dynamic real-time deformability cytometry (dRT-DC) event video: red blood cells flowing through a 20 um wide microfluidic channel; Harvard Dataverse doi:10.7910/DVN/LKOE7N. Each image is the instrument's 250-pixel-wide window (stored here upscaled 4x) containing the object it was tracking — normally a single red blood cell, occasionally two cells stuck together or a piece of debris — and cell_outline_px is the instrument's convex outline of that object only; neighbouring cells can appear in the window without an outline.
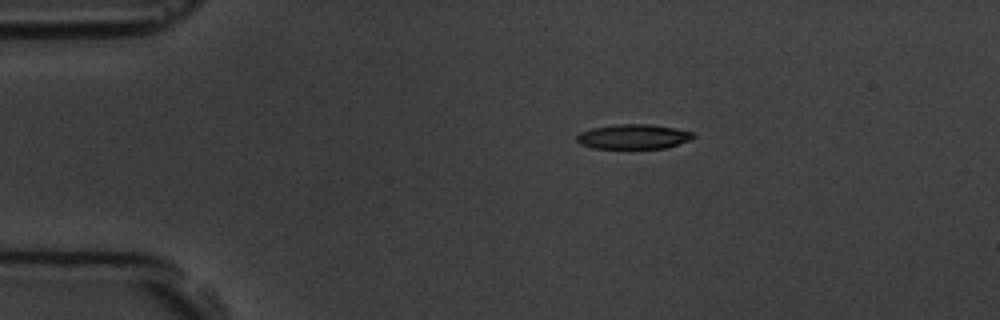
{"species": "common noctule bat (a hibernating species)", "species_latin": "Nyctalus noctula", "temperature_condition": "room temperature", "stored_images_in_passage": 2, "camera_frame_rate_fps": 3000, "um_per_image_px": 0.085, "animal": {"sex": "male", "body_mass_g": 19.5, "forearm_length_mm": 54.6}, "frame": {"image": 1, "passage_image": 1, "time_ms": 0.0, "image_size_px": [1000, 320], "cell_outline_px": [[696, 136], [688, 140], [664, 148], [592, 148], [580, 144], [576, 140], [576, 136], [580, 132], [592, 128], [616, 124], [648, 124], [676, 128], [692, 132]], "centroid_in_image_um": [53.8, 11.61], "position_along_channel_um": 31.2, "area_um2": 16.65}}